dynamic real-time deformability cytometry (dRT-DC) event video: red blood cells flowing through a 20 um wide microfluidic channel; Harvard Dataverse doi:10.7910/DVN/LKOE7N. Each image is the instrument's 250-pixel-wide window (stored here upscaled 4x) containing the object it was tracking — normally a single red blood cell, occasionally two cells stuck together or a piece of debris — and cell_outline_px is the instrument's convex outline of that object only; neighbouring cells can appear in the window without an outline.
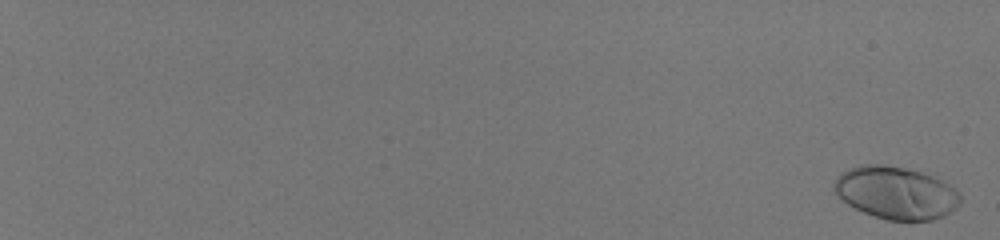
{"species": "human", "species_latin": "Homo sapiens", "temperature_condition": "room temperature", "stored_images_in_passage": 59, "camera_frame_rate_fps": 3000, "um_per_image_px": 0.085, "donor": {"sex": "male"}, "frame": {"image": 1, "passage_image": 2, "time_ms": 0.333, "image_size_px": [1000, 240], "cell_outline_px": [[960, 204], [956, 208], [944, 216], [932, 220], [888, 220], [864, 212], [840, 200], [832, 188], [832, 184], [836, 176], [840, 172], [848, 168], [860, 164], [884, 164], [904, 168], [920, 172], [932, 176], [948, 184], [960, 192]], "centroid_in_image_um": [76.11, 16.37], "position_along_channel_um": 8.9, "area_um2": 38.84}}
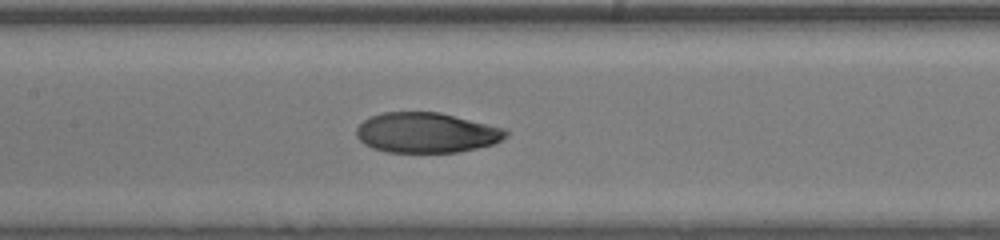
{"frame": {"image": 2, "passage_image": 36, "time_ms": 11.667, "image_size_px": [1000, 240], "cell_outline_px": [[508, 136], [492, 144], [476, 148], [456, 152], [384, 152], [372, 148], [364, 144], [356, 136], [356, 128], [368, 116], [384, 112], [440, 112], [508, 128]], "centroid_in_image_um": [36.25, 11.27], "position_along_channel_um": 171.1, "area_um2": 35.32}}
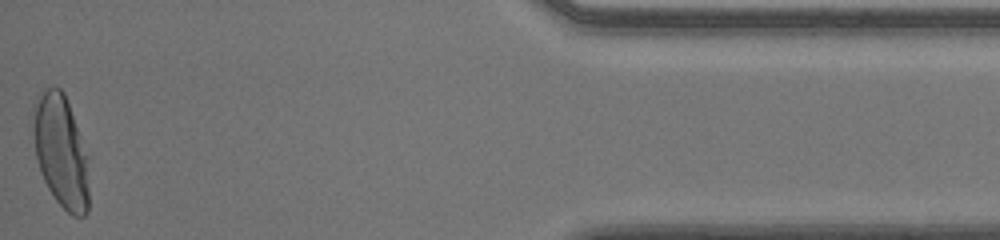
{"frame": {"image": 3, "passage_image": 59, "time_ms": 19.333, "image_size_px": [1000, 240], "cell_outline_px": [[88, 212], [84, 216], [72, 216], [56, 200], [48, 188], [40, 172], [36, 160], [32, 128], [32, 104], [40, 92], [48, 88], [60, 88], [64, 92], [88, 156]], "centroid_in_image_um": [5.15, 12.85], "position_along_channel_um": 430.0, "area_um2": 36.93}, "authors_computed_cell_mechanics": {"area_um2": 36.2984, "velocity_mm_per_s": 4.0676, "shape_relaxation_time_tau1_ms": 5.6809, "shape_relaxation_time_tau2_ms": null, "deformation_change_tau1": 0.2621, "deformation_change_tau2": null}}